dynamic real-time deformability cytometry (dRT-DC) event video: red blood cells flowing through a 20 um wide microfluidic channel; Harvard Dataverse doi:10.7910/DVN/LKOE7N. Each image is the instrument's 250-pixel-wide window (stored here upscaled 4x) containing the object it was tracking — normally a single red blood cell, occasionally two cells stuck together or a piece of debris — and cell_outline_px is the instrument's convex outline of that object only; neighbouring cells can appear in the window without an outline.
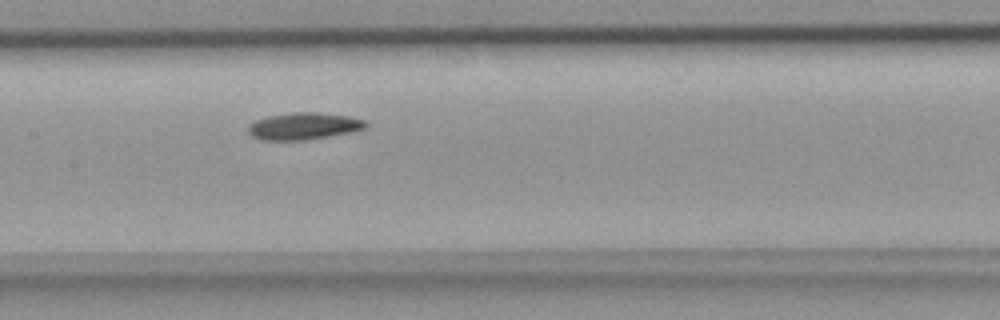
{"species": "common noctule bat (a hibernating species)", "species_latin": "Nyctalus noctula", "temperature_condition": "room temperature", "stored_images_in_passage": 19, "camera_frame_rate_fps": 3000, "um_per_image_px": 0.085, "animal": {"sex": "female", "body_mass_g": 18.4}, "frame": {"image": 1, "passage_image": 15, "time_ms": 4.667, "image_size_px": [1000, 320], "cell_outline_px": [[368, 124], [364, 128], [348, 132], [328, 136], [304, 140], [260, 140], [252, 136], [248, 132], [248, 124], [256, 120], [268, 116], [292, 112], [316, 112], [348, 116], [364, 120]], "centroid_in_image_um": [25.76, 10.71], "position_along_channel_um": 181.6, "area_um2": 18.32}}
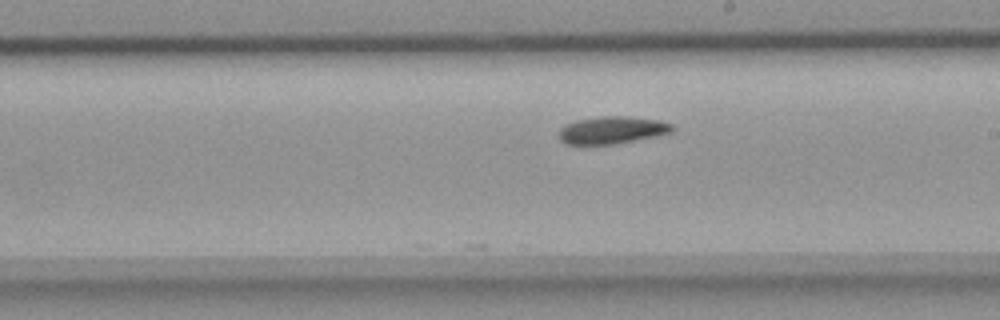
{"frame": {"image": 2, "passage_image": 19, "time_ms": 6.0, "image_size_px": [1000, 320], "cell_outline_px": [[672, 132], [612, 144], [564, 144], [560, 140], [560, 128], [564, 124], [576, 120], [600, 116], [628, 116], [660, 120], [672, 124]], "centroid_in_image_um": [51.97, 11.04], "position_along_channel_um": 237.0, "area_um2": 17.86}}